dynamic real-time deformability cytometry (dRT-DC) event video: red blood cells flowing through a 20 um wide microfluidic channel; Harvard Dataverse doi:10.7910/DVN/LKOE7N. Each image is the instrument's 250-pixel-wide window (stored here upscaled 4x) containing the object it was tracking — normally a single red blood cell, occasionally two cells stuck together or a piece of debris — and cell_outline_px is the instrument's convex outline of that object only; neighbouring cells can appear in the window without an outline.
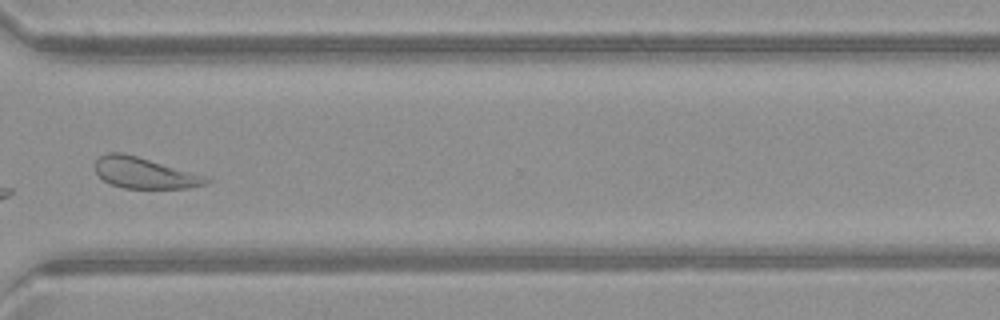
{"species": "common noctule bat (a hibernating species)", "species_latin": "Nyctalus noctula", "temperature_condition": "warm", "stored_images_in_passage": 41, "camera_frame_rate_fps": 3000, "um_per_image_px": 0.085, "animal": {"sex": "female", "body_mass_g": 21.9}, "frame": {"image": 1, "passage_image": 30, "time_ms": 9.667, "image_size_px": [1000, 320], "cell_outline_px": [[212, 180], [204, 184], [188, 188], [124, 188], [112, 184], [104, 180], [96, 172], [96, 160], [100, 156], [108, 152], [120, 152], [136, 156], [212, 176]], "centroid_in_image_um": [12.37, 14.7], "position_along_channel_um": 358.2, "area_um2": 20.17}, "authors_computed_cell_mechanics": {"area_um2": 22.3686, "velocity_mm_per_s": 4.0484, "shape_relaxation_time_tau1_ms": null, "shape_relaxation_time_tau2_ms": 1.0474, "deformation_change_tau1": null, "deformation_change_tau2": 0.0703}}